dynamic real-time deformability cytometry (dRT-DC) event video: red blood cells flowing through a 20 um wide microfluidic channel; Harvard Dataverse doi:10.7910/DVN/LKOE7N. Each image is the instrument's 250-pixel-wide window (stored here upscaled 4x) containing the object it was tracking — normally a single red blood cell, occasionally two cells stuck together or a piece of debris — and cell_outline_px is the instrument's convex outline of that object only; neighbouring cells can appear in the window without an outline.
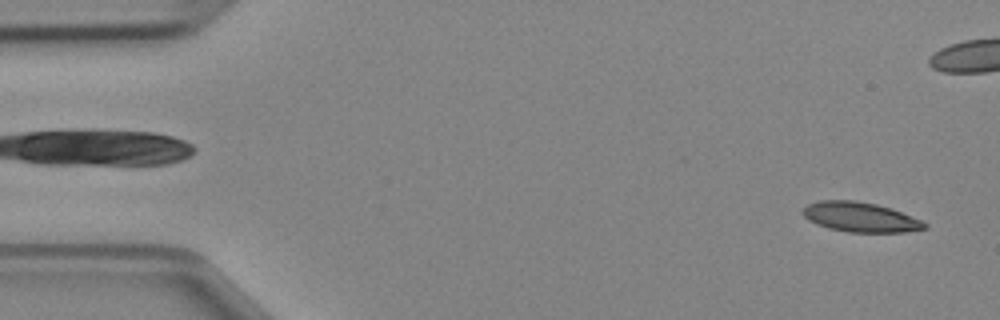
{"species": "Egyptian fruit bat (a non-hibernating species)", "species_latin": "Rousettus aegyptiacus", "temperature_condition": "cold", "stored_images_in_passage": 47, "camera_frame_rate_fps": 3000, "um_per_image_px": 0.085, "animal": {"sex": "female"}, "frame": {"image": 1, "passage_image": 2, "time_ms": 0.333, "image_size_px": [1000, 320], "cell_outline_px": [[928, 228], [904, 232], [848, 232], [828, 228], [816, 224], [808, 220], [800, 212], [808, 204], [820, 200], [856, 200], [876, 204], [892, 208], [924, 220], [928, 224]], "centroid_in_image_um": [73.16, 18.45], "position_along_channel_um": 11.8, "area_um2": 21.44}}
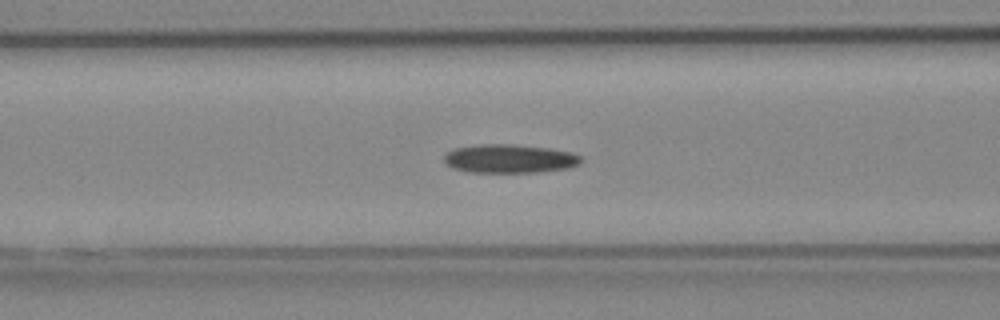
{"frame": {"image": 2, "passage_image": 18, "time_ms": 5.667, "image_size_px": [1000, 320], "cell_outline_px": [[584, 160], [580, 164], [568, 168], [536, 172], [468, 172], [452, 168], [444, 164], [444, 156], [452, 148], [476, 144], [512, 144], [552, 148], [572, 152], [584, 156]], "centroid_in_image_um": [43.33, 13.48], "position_along_channel_um": 123.3, "area_um2": 23.35}}
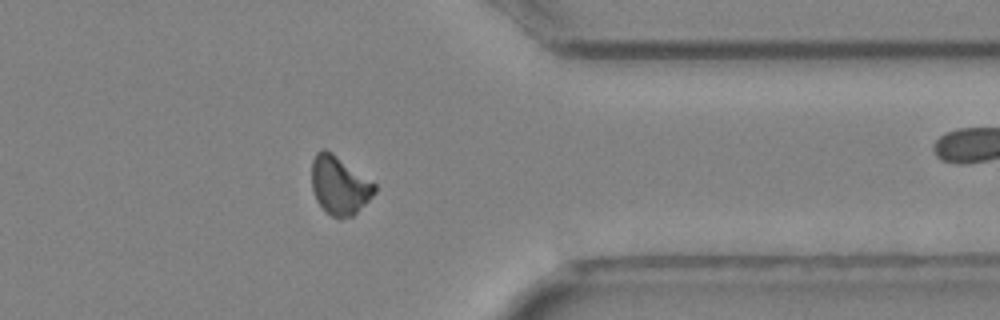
{"frame": {"image": 3, "passage_image": 37, "time_ms": 12.0, "image_size_px": [1000, 320], "cell_outline_px": [[376, 192], [352, 216], [340, 220], [332, 216], [316, 200], [312, 188], [312, 160], [316, 152], [320, 148], [324, 148], [332, 152], [376, 184]], "centroid_in_image_um": [28.84, 15.74], "position_along_channel_um": 382.6, "area_um2": 21.33}}